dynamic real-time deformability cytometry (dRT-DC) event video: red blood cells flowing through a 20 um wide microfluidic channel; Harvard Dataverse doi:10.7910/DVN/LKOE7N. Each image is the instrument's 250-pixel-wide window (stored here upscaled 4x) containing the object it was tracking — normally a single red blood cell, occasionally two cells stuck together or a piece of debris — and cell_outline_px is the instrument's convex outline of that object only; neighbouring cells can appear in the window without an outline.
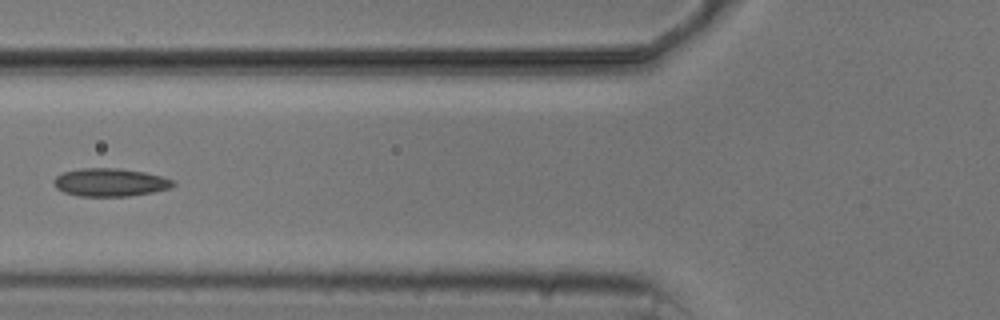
{"species": "common noctule bat (a hibernating species)", "species_latin": "Nyctalus noctula", "temperature_condition": "cold", "stored_images_in_passage": 4, "camera_frame_rate_fps": 3000, "um_per_image_px": 0.085, "animal": {"sex": "male", "body_mass_g": 20.5, "forearm_length_mm": 52.5}, "frame": {"image": 1, "passage_image": 3, "time_ms": 2.333, "image_size_px": [1000, 320], "cell_outline_px": [[176, 184], [168, 188], [152, 192], [128, 196], [80, 196], [64, 192], [56, 188], [52, 184], [52, 180], [56, 176], [64, 172], [80, 168], [116, 168], [144, 172], [160, 176], [172, 180]], "centroid_in_image_um": [9.3, 15.5], "position_along_channel_um": 116.5, "area_um2": 19.36}}
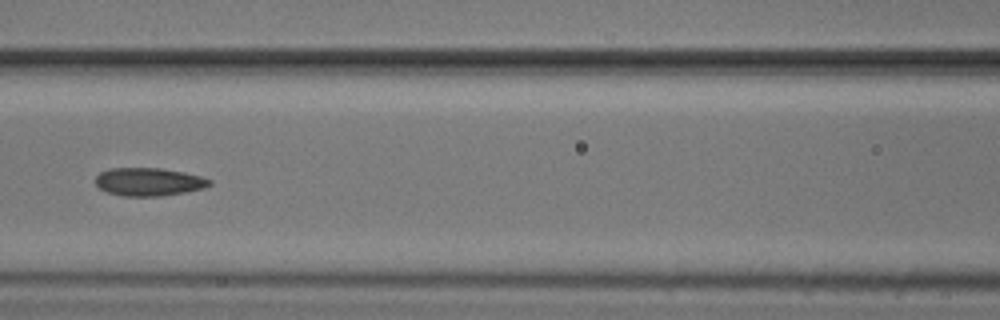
{"frame": {"image": 2, "passage_image": 4, "time_ms": 3.333, "image_size_px": [1000, 320], "cell_outline_px": [[212, 184], [204, 188], [184, 192], [160, 196], [124, 196], [108, 192], [100, 188], [96, 184], [96, 176], [100, 172], [108, 168], [160, 168], [184, 172], [200, 176], [212, 180]], "centroid_in_image_um": [12.65, 15.45], "position_along_channel_um": 153.9, "area_um2": 18.61}}